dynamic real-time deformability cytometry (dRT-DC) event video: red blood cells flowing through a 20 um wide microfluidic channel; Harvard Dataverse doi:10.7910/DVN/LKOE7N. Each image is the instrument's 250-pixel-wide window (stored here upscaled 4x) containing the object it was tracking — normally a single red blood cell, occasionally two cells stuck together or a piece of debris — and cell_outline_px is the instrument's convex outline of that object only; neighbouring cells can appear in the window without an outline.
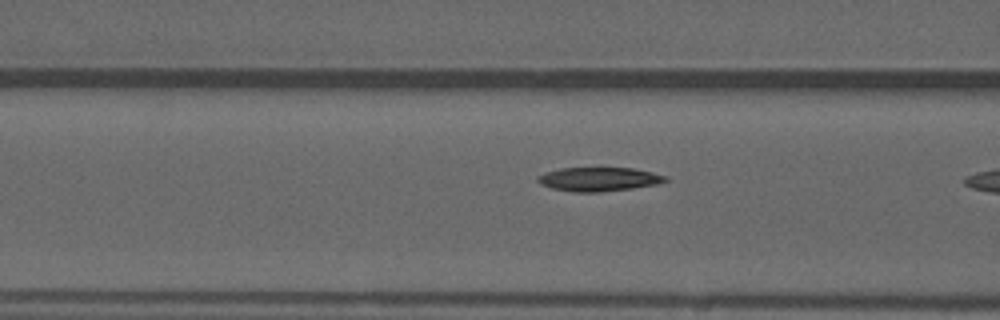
{"species": "common noctule bat (a hibernating species)", "species_latin": "Nyctalus noctula", "temperature_condition": "warm", "stored_images_in_passage": 18, "camera_frame_rate_fps": 3000, "um_per_image_px": 0.085, "animal": {"sex": "male", "forearm_length_mm": 52.5}, "frame": {"image": 1, "passage_image": 6, "time_ms": 1.667, "image_size_px": [1000, 320], "cell_outline_px": [[668, 180], [656, 184], [632, 188], [600, 192], [576, 192], [552, 188], [540, 184], [536, 180], [536, 176], [544, 172], [560, 168], [632, 168], [652, 172], [668, 176]], "centroid_in_image_um": [50.87, 15.22], "position_along_channel_um": 115.7, "area_um2": 17.8}}